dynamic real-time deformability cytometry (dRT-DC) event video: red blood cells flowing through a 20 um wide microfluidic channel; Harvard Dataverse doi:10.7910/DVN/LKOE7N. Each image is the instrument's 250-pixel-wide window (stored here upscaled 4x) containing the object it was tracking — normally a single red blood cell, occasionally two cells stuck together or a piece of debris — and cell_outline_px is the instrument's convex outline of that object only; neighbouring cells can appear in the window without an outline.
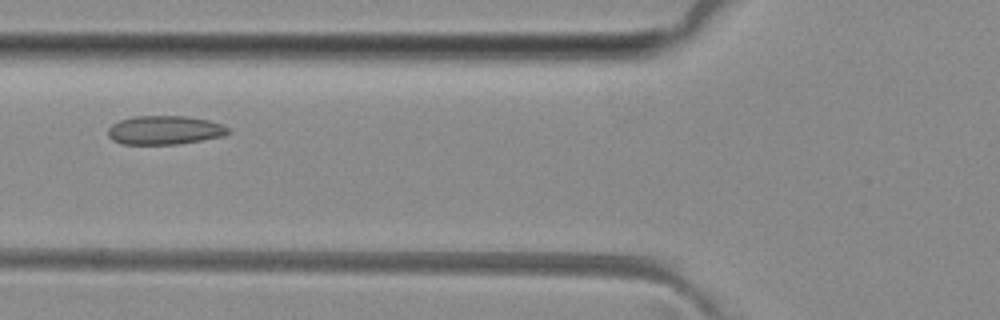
{"species": "common noctule bat (a hibernating species)", "species_latin": "Nyctalus noctula", "temperature_condition": "room temperature", "stored_images_in_passage": 4, "camera_frame_rate_fps": 3000, "um_per_image_px": 0.085, "animal": {"sex": "female", "body_mass_g": 29.2, "forearm_length_mm": 56.3}, "frame": {"image": 1, "passage_image": 4, "time_ms": 4.333, "image_size_px": [1000, 320], "cell_outline_px": [[232, 132], [224, 136], [176, 144], [120, 144], [112, 140], [108, 136], [108, 128], [112, 124], [120, 120], [132, 116], [184, 116], [208, 120], [224, 124]], "centroid_in_image_um": [13.99, 11.06], "position_along_channel_um": 111.8, "area_um2": 20.29}}